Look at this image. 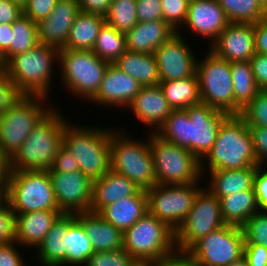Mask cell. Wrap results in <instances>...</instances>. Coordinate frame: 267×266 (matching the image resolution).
<instances>
[{
    "label": "cell",
    "instance_id": "1",
    "mask_svg": "<svg viewBox=\"0 0 267 266\" xmlns=\"http://www.w3.org/2000/svg\"><path fill=\"white\" fill-rule=\"evenodd\" d=\"M228 116L201 102L186 109L173 110L155 134L188 149L201 161L213 147L221 123Z\"/></svg>",
    "mask_w": 267,
    "mask_h": 266
},
{
    "label": "cell",
    "instance_id": "2",
    "mask_svg": "<svg viewBox=\"0 0 267 266\" xmlns=\"http://www.w3.org/2000/svg\"><path fill=\"white\" fill-rule=\"evenodd\" d=\"M54 107L36 125L24 143L10 157L11 171H48L59 148L63 145V132L72 122Z\"/></svg>",
    "mask_w": 267,
    "mask_h": 266
},
{
    "label": "cell",
    "instance_id": "3",
    "mask_svg": "<svg viewBox=\"0 0 267 266\" xmlns=\"http://www.w3.org/2000/svg\"><path fill=\"white\" fill-rule=\"evenodd\" d=\"M250 166L259 164L249 127L240 115H229L221 123L213 147L200 161L201 174L205 176L207 170L235 171Z\"/></svg>",
    "mask_w": 267,
    "mask_h": 266
},
{
    "label": "cell",
    "instance_id": "4",
    "mask_svg": "<svg viewBox=\"0 0 267 266\" xmlns=\"http://www.w3.org/2000/svg\"><path fill=\"white\" fill-rule=\"evenodd\" d=\"M112 130L70 122L63 132V145L78 161L80 171L93 180L111 170Z\"/></svg>",
    "mask_w": 267,
    "mask_h": 266
},
{
    "label": "cell",
    "instance_id": "5",
    "mask_svg": "<svg viewBox=\"0 0 267 266\" xmlns=\"http://www.w3.org/2000/svg\"><path fill=\"white\" fill-rule=\"evenodd\" d=\"M59 52L56 47L39 43L25 53L10 57L5 62V72L23 95L50 98L55 74L52 68L59 62Z\"/></svg>",
    "mask_w": 267,
    "mask_h": 266
},
{
    "label": "cell",
    "instance_id": "6",
    "mask_svg": "<svg viewBox=\"0 0 267 266\" xmlns=\"http://www.w3.org/2000/svg\"><path fill=\"white\" fill-rule=\"evenodd\" d=\"M114 129L111 137V170L126 176L141 189L148 190L155 186L156 175L149 135L141 141L127 135L122 129Z\"/></svg>",
    "mask_w": 267,
    "mask_h": 266
},
{
    "label": "cell",
    "instance_id": "7",
    "mask_svg": "<svg viewBox=\"0 0 267 266\" xmlns=\"http://www.w3.org/2000/svg\"><path fill=\"white\" fill-rule=\"evenodd\" d=\"M58 63L62 88L87 102L96 95L109 65L93 51L74 49H60Z\"/></svg>",
    "mask_w": 267,
    "mask_h": 266
},
{
    "label": "cell",
    "instance_id": "8",
    "mask_svg": "<svg viewBox=\"0 0 267 266\" xmlns=\"http://www.w3.org/2000/svg\"><path fill=\"white\" fill-rule=\"evenodd\" d=\"M123 249L134 260L158 261L177 252L175 231L149 212L123 233Z\"/></svg>",
    "mask_w": 267,
    "mask_h": 266
},
{
    "label": "cell",
    "instance_id": "9",
    "mask_svg": "<svg viewBox=\"0 0 267 266\" xmlns=\"http://www.w3.org/2000/svg\"><path fill=\"white\" fill-rule=\"evenodd\" d=\"M47 99L49 98L43 96L23 95L0 115V148L3 153L11 157L32 129L56 107V104H48Z\"/></svg>",
    "mask_w": 267,
    "mask_h": 266
},
{
    "label": "cell",
    "instance_id": "10",
    "mask_svg": "<svg viewBox=\"0 0 267 266\" xmlns=\"http://www.w3.org/2000/svg\"><path fill=\"white\" fill-rule=\"evenodd\" d=\"M148 134L153 155L156 184L202 182L200 161L191 151L167 142L155 133L150 132Z\"/></svg>",
    "mask_w": 267,
    "mask_h": 266
},
{
    "label": "cell",
    "instance_id": "11",
    "mask_svg": "<svg viewBox=\"0 0 267 266\" xmlns=\"http://www.w3.org/2000/svg\"><path fill=\"white\" fill-rule=\"evenodd\" d=\"M8 202L14 214L59 210L48 171H11Z\"/></svg>",
    "mask_w": 267,
    "mask_h": 266
},
{
    "label": "cell",
    "instance_id": "12",
    "mask_svg": "<svg viewBox=\"0 0 267 266\" xmlns=\"http://www.w3.org/2000/svg\"><path fill=\"white\" fill-rule=\"evenodd\" d=\"M196 74L201 102L228 115H234L231 62L209 50L204 58L197 60Z\"/></svg>",
    "mask_w": 267,
    "mask_h": 266
},
{
    "label": "cell",
    "instance_id": "13",
    "mask_svg": "<svg viewBox=\"0 0 267 266\" xmlns=\"http://www.w3.org/2000/svg\"><path fill=\"white\" fill-rule=\"evenodd\" d=\"M242 227L225 224L196 241L186 253L198 266H228L244 256Z\"/></svg>",
    "mask_w": 267,
    "mask_h": 266
},
{
    "label": "cell",
    "instance_id": "14",
    "mask_svg": "<svg viewBox=\"0 0 267 266\" xmlns=\"http://www.w3.org/2000/svg\"><path fill=\"white\" fill-rule=\"evenodd\" d=\"M200 182L189 184H156L146 190L148 212L176 231L192 209Z\"/></svg>",
    "mask_w": 267,
    "mask_h": 266
},
{
    "label": "cell",
    "instance_id": "15",
    "mask_svg": "<svg viewBox=\"0 0 267 266\" xmlns=\"http://www.w3.org/2000/svg\"><path fill=\"white\" fill-rule=\"evenodd\" d=\"M225 224L219 198L203 186L186 219L175 231L177 252H186L200 238Z\"/></svg>",
    "mask_w": 267,
    "mask_h": 266
},
{
    "label": "cell",
    "instance_id": "16",
    "mask_svg": "<svg viewBox=\"0 0 267 266\" xmlns=\"http://www.w3.org/2000/svg\"><path fill=\"white\" fill-rule=\"evenodd\" d=\"M59 210L65 214L90 211L94 180L78 170L72 173L49 172Z\"/></svg>",
    "mask_w": 267,
    "mask_h": 266
},
{
    "label": "cell",
    "instance_id": "17",
    "mask_svg": "<svg viewBox=\"0 0 267 266\" xmlns=\"http://www.w3.org/2000/svg\"><path fill=\"white\" fill-rule=\"evenodd\" d=\"M181 33L177 31L154 52L160 82L185 79L196 74L198 58Z\"/></svg>",
    "mask_w": 267,
    "mask_h": 266
},
{
    "label": "cell",
    "instance_id": "18",
    "mask_svg": "<svg viewBox=\"0 0 267 266\" xmlns=\"http://www.w3.org/2000/svg\"><path fill=\"white\" fill-rule=\"evenodd\" d=\"M209 46L215 55L229 62L249 61L256 53L254 24L230 22Z\"/></svg>",
    "mask_w": 267,
    "mask_h": 266
},
{
    "label": "cell",
    "instance_id": "19",
    "mask_svg": "<svg viewBox=\"0 0 267 266\" xmlns=\"http://www.w3.org/2000/svg\"><path fill=\"white\" fill-rule=\"evenodd\" d=\"M229 23L217 0H193L189 2L186 20L178 31L186 28L191 35L208 39L210 45Z\"/></svg>",
    "mask_w": 267,
    "mask_h": 266
},
{
    "label": "cell",
    "instance_id": "20",
    "mask_svg": "<svg viewBox=\"0 0 267 266\" xmlns=\"http://www.w3.org/2000/svg\"><path fill=\"white\" fill-rule=\"evenodd\" d=\"M140 83L114 64H109L96 95L90 100L95 106L128 109L141 89Z\"/></svg>",
    "mask_w": 267,
    "mask_h": 266
},
{
    "label": "cell",
    "instance_id": "21",
    "mask_svg": "<svg viewBox=\"0 0 267 266\" xmlns=\"http://www.w3.org/2000/svg\"><path fill=\"white\" fill-rule=\"evenodd\" d=\"M79 12L78 0H58L49 16L37 23L39 43L62 49Z\"/></svg>",
    "mask_w": 267,
    "mask_h": 266
},
{
    "label": "cell",
    "instance_id": "22",
    "mask_svg": "<svg viewBox=\"0 0 267 266\" xmlns=\"http://www.w3.org/2000/svg\"><path fill=\"white\" fill-rule=\"evenodd\" d=\"M128 108L139 122L150 127L152 131H147L152 133L158 130L173 111L160 85L141 87Z\"/></svg>",
    "mask_w": 267,
    "mask_h": 266
},
{
    "label": "cell",
    "instance_id": "23",
    "mask_svg": "<svg viewBox=\"0 0 267 266\" xmlns=\"http://www.w3.org/2000/svg\"><path fill=\"white\" fill-rule=\"evenodd\" d=\"M62 214L60 210L15 214V241L20 247L37 249Z\"/></svg>",
    "mask_w": 267,
    "mask_h": 266
},
{
    "label": "cell",
    "instance_id": "24",
    "mask_svg": "<svg viewBox=\"0 0 267 266\" xmlns=\"http://www.w3.org/2000/svg\"><path fill=\"white\" fill-rule=\"evenodd\" d=\"M83 225L94 252H108L123 248V232L107 222L99 213L82 212L75 214Z\"/></svg>",
    "mask_w": 267,
    "mask_h": 266
},
{
    "label": "cell",
    "instance_id": "25",
    "mask_svg": "<svg viewBox=\"0 0 267 266\" xmlns=\"http://www.w3.org/2000/svg\"><path fill=\"white\" fill-rule=\"evenodd\" d=\"M175 31L163 20L138 22L125 33L126 49L138 53H154Z\"/></svg>",
    "mask_w": 267,
    "mask_h": 266
},
{
    "label": "cell",
    "instance_id": "26",
    "mask_svg": "<svg viewBox=\"0 0 267 266\" xmlns=\"http://www.w3.org/2000/svg\"><path fill=\"white\" fill-rule=\"evenodd\" d=\"M142 189L126 176L110 170L94 180L90 211L99 213L105 206L128 196L137 195Z\"/></svg>",
    "mask_w": 267,
    "mask_h": 266
},
{
    "label": "cell",
    "instance_id": "27",
    "mask_svg": "<svg viewBox=\"0 0 267 266\" xmlns=\"http://www.w3.org/2000/svg\"><path fill=\"white\" fill-rule=\"evenodd\" d=\"M148 213V197L142 189L137 195L121 198L105 206L99 214L123 233Z\"/></svg>",
    "mask_w": 267,
    "mask_h": 266
},
{
    "label": "cell",
    "instance_id": "28",
    "mask_svg": "<svg viewBox=\"0 0 267 266\" xmlns=\"http://www.w3.org/2000/svg\"><path fill=\"white\" fill-rule=\"evenodd\" d=\"M76 220L75 214L63 213L46 234L35 251L42 266H65V239L69 226Z\"/></svg>",
    "mask_w": 267,
    "mask_h": 266
},
{
    "label": "cell",
    "instance_id": "29",
    "mask_svg": "<svg viewBox=\"0 0 267 266\" xmlns=\"http://www.w3.org/2000/svg\"><path fill=\"white\" fill-rule=\"evenodd\" d=\"M259 166H250L242 170H211L203 176L208 180L207 188L218 198L253 189L254 175Z\"/></svg>",
    "mask_w": 267,
    "mask_h": 266
},
{
    "label": "cell",
    "instance_id": "30",
    "mask_svg": "<svg viewBox=\"0 0 267 266\" xmlns=\"http://www.w3.org/2000/svg\"><path fill=\"white\" fill-rule=\"evenodd\" d=\"M113 64L137 80L142 87L157 86L160 83L154 53L147 54L126 50Z\"/></svg>",
    "mask_w": 267,
    "mask_h": 266
},
{
    "label": "cell",
    "instance_id": "31",
    "mask_svg": "<svg viewBox=\"0 0 267 266\" xmlns=\"http://www.w3.org/2000/svg\"><path fill=\"white\" fill-rule=\"evenodd\" d=\"M105 17L80 11L68 33L62 49L92 51L100 29L105 24Z\"/></svg>",
    "mask_w": 267,
    "mask_h": 266
},
{
    "label": "cell",
    "instance_id": "32",
    "mask_svg": "<svg viewBox=\"0 0 267 266\" xmlns=\"http://www.w3.org/2000/svg\"><path fill=\"white\" fill-rule=\"evenodd\" d=\"M219 201L224 222L238 227L260 211L254 189L224 196Z\"/></svg>",
    "mask_w": 267,
    "mask_h": 266
},
{
    "label": "cell",
    "instance_id": "33",
    "mask_svg": "<svg viewBox=\"0 0 267 266\" xmlns=\"http://www.w3.org/2000/svg\"><path fill=\"white\" fill-rule=\"evenodd\" d=\"M234 95V115L243 110L261 91L252 73L249 61L231 62Z\"/></svg>",
    "mask_w": 267,
    "mask_h": 266
},
{
    "label": "cell",
    "instance_id": "34",
    "mask_svg": "<svg viewBox=\"0 0 267 266\" xmlns=\"http://www.w3.org/2000/svg\"><path fill=\"white\" fill-rule=\"evenodd\" d=\"M159 85L173 110L201 103L197 74L185 79L160 82Z\"/></svg>",
    "mask_w": 267,
    "mask_h": 266
},
{
    "label": "cell",
    "instance_id": "35",
    "mask_svg": "<svg viewBox=\"0 0 267 266\" xmlns=\"http://www.w3.org/2000/svg\"><path fill=\"white\" fill-rule=\"evenodd\" d=\"M65 239V266H85L94 253L83 225L76 219L68 228Z\"/></svg>",
    "mask_w": 267,
    "mask_h": 266
},
{
    "label": "cell",
    "instance_id": "36",
    "mask_svg": "<svg viewBox=\"0 0 267 266\" xmlns=\"http://www.w3.org/2000/svg\"><path fill=\"white\" fill-rule=\"evenodd\" d=\"M11 46L2 56L4 62L10 57L25 53L39 44L37 23L25 15L12 23Z\"/></svg>",
    "mask_w": 267,
    "mask_h": 266
},
{
    "label": "cell",
    "instance_id": "37",
    "mask_svg": "<svg viewBox=\"0 0 267 266\" xmlns=\"http://www.w3.org/2000/svg\"><path fill=\"white\" fill-rule=\"evenodd\" d=\"M126 50L125 33L105 23L92 51L102 60L113 64Z\"/></svg>",
    "mask_w": 267,
    "mask_h": 266
},
{
    "label": "cell",
    "instance_id": "38",
    "mask_svg": "<svg viewBox=\"0 0 267 266\" xmlns=\"http://www.w3.org/2000/svg\"><path fill=\"white\" fill-rule=\"evenodd\" d=\"M231 23H251L266 19V11L255 0H217Z\"/></svg>",
    "mask_w": 267,
    "mask_h": 266
},
{
    "label": "cell",
    "instance_id": "39",
    "mask_svg": "<svg viewBox=\"0 0 267 266\" xmlns=\"http://www.w3.org/2000/svg\"><path fill=\"white\" fill-rule=\"evenodd\" d=\"M137 0H112L105 22L118 32L126 33L137 23Z\"/></svg>",
    "mask_w": 267,
    "mask_h": 266
},
{
    "label": "cell",
    "instance_id": "40",
    "mask_svg": "<svg viewBox=\"0 0 267 266\" xmlns=\"http://www.w3.org/2000/svg\"><path fill=\"white\" fill-rule=\"evenodd\" d=\"M240 116L248 127H267V90H261L256 97L241 110Z\"/></svg>",
    "mask_w": 267,
    "mask_h": 266
},
{
    "label": "cell",
    "instance_id": "41",
    "mask_svg": "<svg viewBox=\"0 0 267 266\" xmlns=\"http://www.w3.org/2000/svg\"><path fill=\"white\" fill-rule=\"evenodd\" d=\"M245 244L267 247V211H258L242 226Z\"/></svg>",
    "mask_w": 267,
    "mask_h": 266
},
{
    "label": "cell",
    "instance_id": "42",
    "mask_svg": "<svg viewBox=\"0 0 267 266\" xmlns=\"http://www.w3.org/2000/svg\"><path fill=\"white\" fill-rule=\"evenodd\" d=\"M163 21L175 31L184 24L189 9L188 0H161Z\"/></svg>",
    "mask_w": 267,
    "mask_h": 266
},
{
    "label": "cell",
    "instance_id": "43",
    "mask_svg": "<svg viewBox=\"0 0 267 266\" xmlns=\"http://www.w3.org/2000/svg\"><path fill=\"white\" fill-rule=\"evenodd\" d=\"M134 259L122 248L108 252H94L85 266H130Z\"/></svg>",
    "mask_w": 267,
    "mask_h": 266
},
{
    "label": "cell",
    "instance_id": "44",
    "mask_svg": "<svg viewBox=\"0 0 267 266\" xmlns=\"http://www.w3.org/2000/svg\"><path fill=\"white\" fill-rule=\"evenodd\" d=\"M23 94L4 71L0 73V115L12 107Z\"/></svg>",
    "mask_w": 267,
    "mask_h": 266
},
{
    "label": "cell",
    "instance_id": "45",
    "mask_svg": "<svg viewBox=\"0 0 267 266\" xmlns=\"http://www.w3.org/2000/svg\"><path fill=\"white\" fill-rule=\"evenodd\" d=\"M58 0H28L23 15L38 23L49 16Z\"/></svg>",
    "mask_w": 267,
    "mask_h": 266
},
{
    "label": "cell",
    "instance_id": "46",
    "mask_svg": "<svg viewBox=\"0 0 267 266\" xmlns=\"http://www.w3.org/2000/svg\"><path fill=\"white\" fill-rule=\"evenodd\" d=\"M136 17L138 22L163 20L161 0H137Z\"/></svg>",
    "mask_w": 267,
    "mask_h": 266
},
{
    "label": "cell",
    "instance_id": "47",
    "mask_svg": "<svg viewBox=\"0 0 267 266\" xmlns=\"http://www.w3.org/2000/svg\"><path fill=\"white\" fill-rule=\"evenodd\" d=\"M15 241V214L9 202L0 208V243Z\"/></svg>",
    "mask_w": 267,
    "mask_h": 266
},
{
    "label": "cell",
    "instance_id": "48",
    "mask_svg": "<svg viewBox=\"0 0 267 266\" xmlns=\"http://www.w3.org/2000/svg\"><path fill=\"white\" fill-rule=\"evenodd\" d=\"M78 170H80L78 161L72 156V153L62 145L55 155L53 164L48 172L72 173Z\"/></svg>",
    "mask_w": 267,
    "mask_h": 266
},
{
    "label": "cell",
    "instance_id": "49",
    "mask_svg": "<svg viewBox=\"0 0 267 266\" xmlns=\"http://www.w3.org/2000/svg\"><path fill=\"white\" fill-rule=\"evenodd\" d=\"M249 131L259 166H267V127H249Z\"/></svg>",
    "mask_w": 267,
    "mask_h": 266
},
{
    "label": "cell",
    "instance_id": "50",
    "mask_svg": "<svg viewBox=\"0 0 267 266\" xmlns=\"http://www.w3.org/2000/svg\"><path fill=\"white\" fill-rule=\"evenodd\" d=\"M253 189L260 211H267V166H259L256 169Z\"/></svg>",
    "mask_w": 267,
    "mask_h": 266
},
{
    "label": "cell",
    "instance_id": "51",
    "mask_svg": "<svg viewBox=\"0 0 267 266\" xmlns=\"http://www.w3.org/2000/svg\"><path fill=\"white\" fill-rule=\"evenodd\" d=\"M20 246L16 241L0 243V266H26L23 255H20ZM19 250V251H18Z\"/></svg>",
    "mask_w": 267,
    "mask_h": 266
},
{
    "label": "cell",
    "instance_id": "52",
    "mask_svg": "<svg viewBox=\"0 0 267 266\" xmlns=\"http://www.w3.org/2000/svg\"><path fill=\"white\" fill-rule=\"evenodd\" d=\"M249 62L258 87L267 90V55L255 53Z\"/></svg>",
    "mask_w": 267,
    "mask_h": 266
},
{
    "label": "cell",
    "instance_id": "53",
    "mask_svg": "<svg viewBox=\"0 0 267 266\" xmlns=\"http://www.w3.org/2000/svg\"><path fill=\"white\" fill-rule=\"evenodd\" d=\"M244 257L249 266H267V247L260 244H245Z\"/></svg>",
    "mask_w": 267,
    "mask_h": 266
},
{
    "label": "cell",
    "instance_id": "54",
    "mask_svg": "<svg viewBox=\"0 0 267 266\" xmlns=\"http://www.w3.org/2000/svg\"><path fill=\"white\" fill-rule=\"evenodd\" d=\"M112 0H78L82 12L106 16Z\"/></svg>",
    "mask_w": 267,
    "mask_h": 266
},
{
    "label": "cell",
    "instance_id": "55",
    "mask_svg": "<svg viewBox=\"0 0 267 266\" xmlns=\"http://www.w3.org/2000/svg\"><path fill=\"white\" fill-rule=\"evenodd\" d=\"M23 15V9L11 0H0V23H13Z\"/></svg>",
    "mask_w": 267,
    "mask_h": 266
},
{
    "label": "cell",
    "instance_id": "56",
    "mask_svg": "<svg viewBox=\"0 0 267 266\" xmlns=\"http://www.w3.org/2000/svg\"><path fill=\"white\" fill-rule=\"evenodd\" d=\"M255 51L267 55V18L254 24Z\"/></svg>",
    "mask_w": 267,
    "mask_h": 266
},
{
    "label": "cell",
    "instance_id": "57",
    "mask_svg": "<svg viewBox=\"0 0 267 266\" xmlns=\"http://www.w3.org/2000/svg\"><path fill=\"white\" fill-rule=\"evenodd\" d=\"M154 266H198L197 263L186 253L176 252L165 259L154 261Z\"/></svg>",
    "mask_w": 267,
    "mask_h": 266
},
{
    "label": "cell",
    "instance_id": "58",
    "mask_svg": "<svg viewBox=\"0 0 267 266\" xmlns=\"http://www.w3.org/2000/svg\"><path fill=\"white\" fill-rule=\"evenodd\" d=\"M11 23H0V54L3 56L11 46Z\"/></svg>",
    "mask_w": 267,
    "mask_h": 266
},
{
    "label": "cell",
    "instance_id": "59",
    "mask_svg": "<svg viewBox=\"0 0 267 266\" xmlns=\"http://www.w3.org/2000/svg\"><path fill=\"white\" fill-rule=\"evenodd\" d=\"M11 175L10 157L0 148V183L8 185Z\"/></svg>",
    "mask_w": 267,
    "mask_h": 266
},
{
    "label": "cell",
    "instance_id": "60",
    "mask_svg": "<svg viewBox=\"0 0 267 266\" xmlns=\"http://www.w3.org/2000/svg\"><path fill=\"white\" fill-rule=\"evenodd\" d=\"M8 202V185L0 183V208Z\"/></svg>",
    "mask_w": 267,
    "mask_h": 266
},
{
    "label": "cell",
    "instance_id": "61",
    "mask_svg": "<svg viewBox=\"0 0 267 266\" xmlns=\"http://www.w3.org/2000/svg\"><path fill=\"white\" fill-rule=\"evenodd\" d=\"M130 266H154V261L134 260Z\"/></svg>",
    "mask_w": 267,
    "mask_h": 266
},
{
    "label": "cell",
    "instance_id": "62",
    "mask_svg": "<svg viewBox=\"0 0 267 266\" xmlns=\"http://www.w3.org/2000/svg\"><path fill=\"white\" fill-rule=\"evenodd\" d=\"M228 266H249L247 259L242 256L240 259L233 261Z\"/></svg>",
    "mask_w": 267,
    "mask_h": 266
},
{
    "label": "cell",
    "instance_id": "63",
    "mask_svg": "<svg viewBox=\"0 0 267 266\" xmlns=\"http://www.w3.org/2000/svg\"><path fill=\"white\" fill-rule=\"evenodd\" d=\"M11 1L23 9L26 6L28 0H11Z\"/></svg>",
    "mask_w": 267,
    "mask_h": 266
},
{
    "label": "cell",
    "instance_id": "64",
    "mask_svg": "<svg viewBox=\"0 0 267 266\" xmlns=\"http://www.w3.org/2000/svg\"><path fill=\"white\" fill-rule=\"evenodd\" d=\"M265 11H267V0H255Z\"/></svg>",
    "mask_w": 267,
    "mask_h": 266
},
{
    "label": "cell",
    "instance_id": "65",
    "mask_svg": "<svg viewBox=\"0 0 267 266\" xmlns=\"http://www.w3.org/2000/svg\"><path fill=\"white\" fill-rule=\"evenodd\" d=\"M5 71V62L3 60L2 55L0 54V73H3Z\"/></svg>",
    "mask_w": 267,
    "mask_h": 266
}]
</instances>
